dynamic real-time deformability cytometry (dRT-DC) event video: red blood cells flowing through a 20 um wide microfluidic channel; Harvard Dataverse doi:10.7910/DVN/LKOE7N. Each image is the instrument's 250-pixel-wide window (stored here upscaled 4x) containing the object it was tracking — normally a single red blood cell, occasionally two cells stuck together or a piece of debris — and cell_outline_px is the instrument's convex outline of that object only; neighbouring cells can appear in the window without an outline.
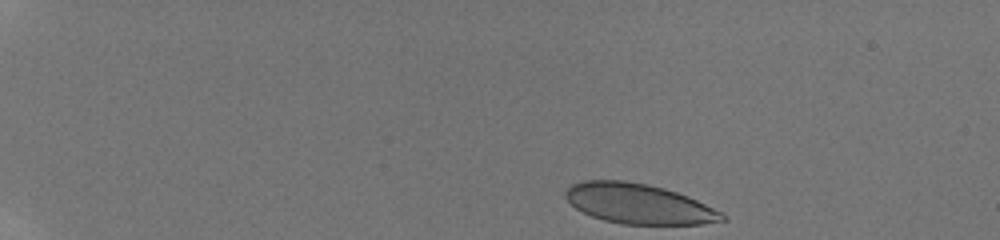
{"species": "human", "species_latin": "Homo sapiens", "temperature_condition": "room temperature", "stored_images_in_passage": 57, "camera_frame_rate_fps": 3000, "um_per_image_px": 0.085, "donor": {"sex": "male"}, "frame": {"image": 1, "passage_image": 1, "time_ms": 0.0, "image_size_px": [1000, 240], "cell_outline_px": [[728, 220], [700, 224], [620, 224], [604, 220], [592, 216], [576, 208], [564, 196], [564, 192], [572, 184], [584, 180], [624, 180], [648, 184], [664, 188], [688, 196], [720, 212]], "centroid_in_image_um": [54.26, 17.31], "position_along_channel_um": 30.7, "area_um2": 36.3}}
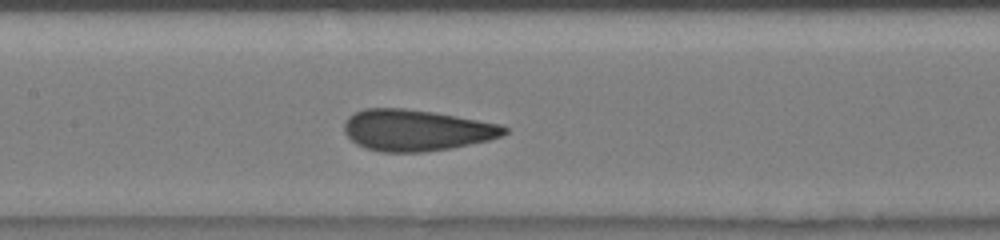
{"frame": {"image": 2, "passage_image": 25, "time_ms": 6.667, "image_size_px": [1000, 240], "cell_outline_px": [[508, 132], [500, 136], [488, 140], [452, 148], [424, 152], [380, 152], [364, 148], [356, 144], [344, 132], [344, 124], [348, 116], [364, 108], [404, 108], [432, 112], [456, 116], [500, 124], [508, 128]], "centroid_in_image_um": [35.36, 11.07], "position_along_channel_um": 172.0, "area_um2": 38.49}}
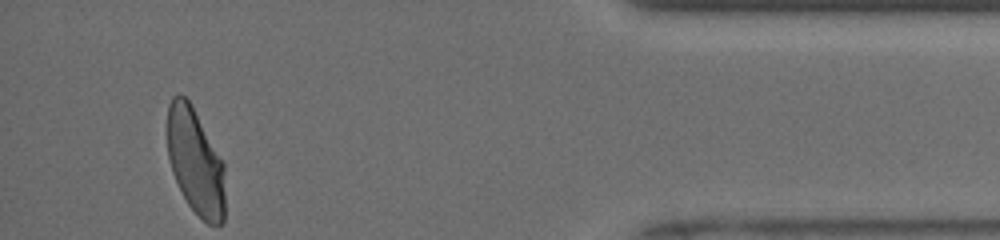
{"frame": {"image": 3, "passage_image": 56, "time_ms": 14.0, "image_size_px": [1000, 240], "cell_outline_px": [[224, 224], [208, 224], [188, 204], [172, 172], [168, 156], [168, 104], [172, 96], [184, 96], [192, 104], [224, 164]], "centroid_in_image_um": [16.61, 13.73], "position_along_channel_um": 418.6, "area_um2": 35.32}, "authors_computed_cell_mechanics": {"area_um2": 38.2636, "velocity_mm_per_s": 3.9348, "shape_relaxation_time_tau1_ms": 6.1707, "shape_relaxation_time_tau2_ms": null, "deformation_change_tau1": 0.1792, "deformation_change_tau2": null}}